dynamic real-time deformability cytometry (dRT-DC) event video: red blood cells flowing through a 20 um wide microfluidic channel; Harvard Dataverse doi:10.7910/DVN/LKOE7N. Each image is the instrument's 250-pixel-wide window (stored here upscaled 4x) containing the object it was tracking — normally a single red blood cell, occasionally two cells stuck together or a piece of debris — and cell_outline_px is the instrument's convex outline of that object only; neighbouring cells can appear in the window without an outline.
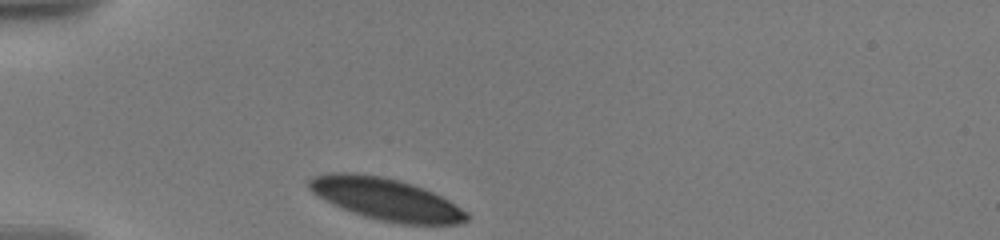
{"species": "human", "species_latin": "Homo sapiens", "temperature_condition": "warm", "stored_images_in_passage": 24, "camera_frame_rate_fps": 3000, "um_per_image_px": 0.085, "donor": {"sex": "male"}, "frame": {"image": 1, "passage_image": 1, "time_ms": 0.0, "image_size_px": [1000, 240], "cell_outline_px": [[468, 220], [460, 224], [400, 224], [380, 220], [364, 216], [352, 212], [332, 204], [324, 200], [312, 192], [308, 188], [308, 180], [312, 176], [324, 172], [352, 172], [380, 176], [400, 180], [424, 188], [448, 200], [468, 212]], "centroid_in_image_um": [32.77, 16.91], "position_along_channel_um": 52.2, "area_um2": 38.73}}
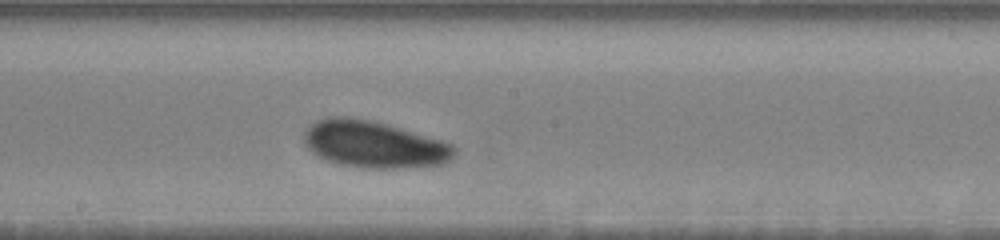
{"frame": {"image": 2, "passage_image": 14, "time_ms": 5.333, "image_size_px": [1000, 240], "cell_outline_px": [[456, 152], [448, 160], [440, 164], [400, 168], [368, 168], [340, 164], [328, 160], [312, 152], [304, 144], [304, 132], [316, 120], [328, 116], [344, 116], [372, 120], [388, 124], [440, 140], [452, 144], [456, 148]], "centroid_in_image_um": [31.76, 12.25], "position_along_channel_um": 216.4, "area_um2": 40.75}}
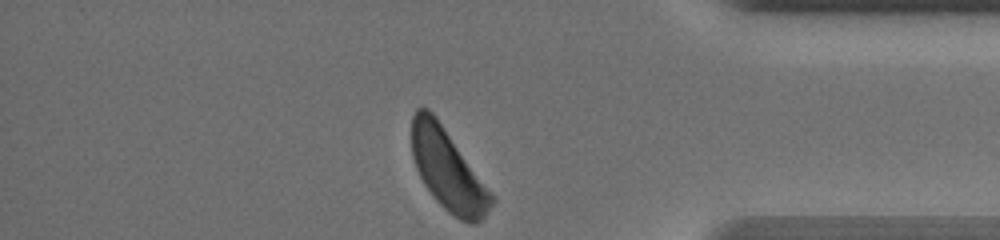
{"frame": {"image": 3, "passage_image": 24, "time_ms": 11.0, "image_size_px": [1000, 240], "cell_outline_px": [[496, 200], [484, 216], [476, 224], [472, 224], [460, 220], [448, 212], [432, 196], [424, 184], [416, 168], [412, 156], [412, 116], [416, 108], [428, 108], [436, 116], [496, 196]], "centroid_in_image_um": [38.1, 14.45], "position_along_channel_um": 397.1, "area_um2": 37.92}, "authors_computed_cell_mechanics": {"area_um2": 40.2288, "velocity_mm_per_s": 3.5002, "shape_relaxation_time_tau1_ms": 1.7477, "shape_relaxation_time_tau2_ms": null, "deformation_change_tau1": 0.0862, "deformation_change_tau2": null}}